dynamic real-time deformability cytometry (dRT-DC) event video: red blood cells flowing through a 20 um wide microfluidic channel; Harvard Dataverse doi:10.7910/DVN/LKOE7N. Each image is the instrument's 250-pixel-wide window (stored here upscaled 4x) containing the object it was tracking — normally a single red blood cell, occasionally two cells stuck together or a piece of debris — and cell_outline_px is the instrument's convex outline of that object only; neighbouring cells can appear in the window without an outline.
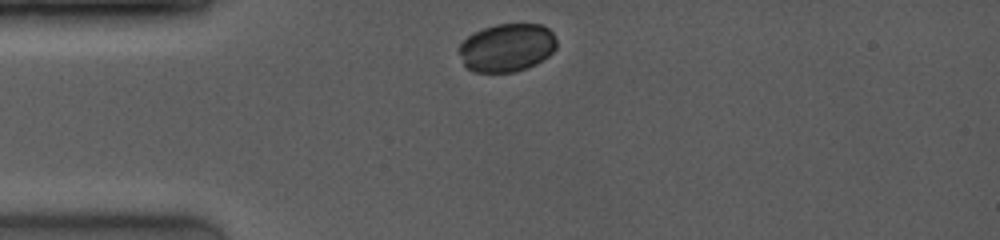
{"species": "common noctule bat (a hibernating species)", "species_latin": "Nyctalus noctula", "temperature_condition": "room temperature", "stored_images_in_passage": 8, "camera_frame_rate_fps": 4000, "um_per_image_px": 0.085, "animal": {"sex": "female", "body_mass_g": 19.0, "forearm_length_mm": 53.3}, "frame": {"image": 1, "passage_image": 1, "time_ms": 0.0, "image_size_px": [1000, 240], "cell_outline_px": [[556, 48], [548, 56], [536, 64], [516, 72], [472, 72], [464, 64], [456, 52], [460, 44], [468, 36], [484, 28], [496, 24], [540, 24], [548, 28], [552, 32], [556, 40]], "centroid_in_image_um": [43.06, 4.06], "position_along_channel_um": 41.9, "area_um2": 27.51}}
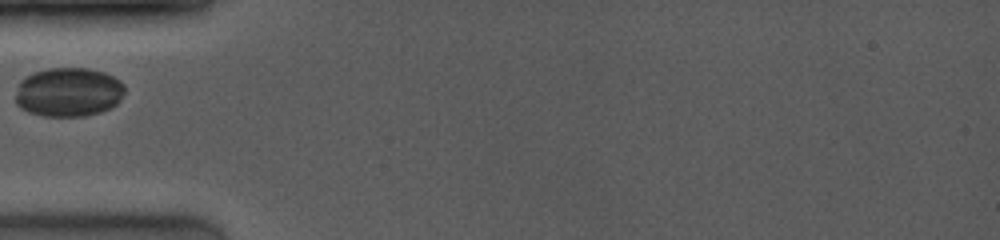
{"frame": {"image": 2, "passage_image": 3, "time_ms": 1.5, "image_size_px": [1000, 240], "cell_outline_px": [[124, 92], [120, 100], [116, 104], [100, 112], [84, 116], [40, 116], [28, 112], [20, 108], [16, 104], [16, 92], [20, 80], [24, 76], [32, 72], [48, 68], [88, 68], [104, 72], [120, 80], [124, 84]], "centroid_in_image_um": [5.79, 7.82], "position_along_channel_um": 79.2, "area_um2": 31.56}}
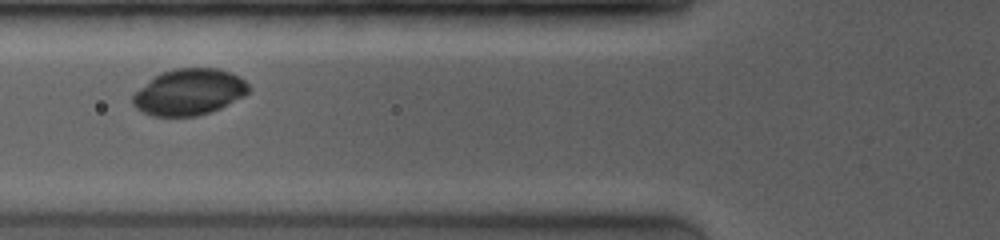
{"frame": {"image": 3, "passage_image": 4, "time_ms": 2.25, "image_size_px": [1000, 240], "cell_outline_px": [[252, 88], [244, 96], [212, 112], [196, 116], [152, 116], [136, 108], [132, 104], [132, 96], [140, 88], [156, 76], [164, 72], [176, 68], [216, 68], [240, 76]], "centroid_in_image_um": [16.1, 7.83], "position_along_channel_um": 109.7, "area_um2": 31.04}}